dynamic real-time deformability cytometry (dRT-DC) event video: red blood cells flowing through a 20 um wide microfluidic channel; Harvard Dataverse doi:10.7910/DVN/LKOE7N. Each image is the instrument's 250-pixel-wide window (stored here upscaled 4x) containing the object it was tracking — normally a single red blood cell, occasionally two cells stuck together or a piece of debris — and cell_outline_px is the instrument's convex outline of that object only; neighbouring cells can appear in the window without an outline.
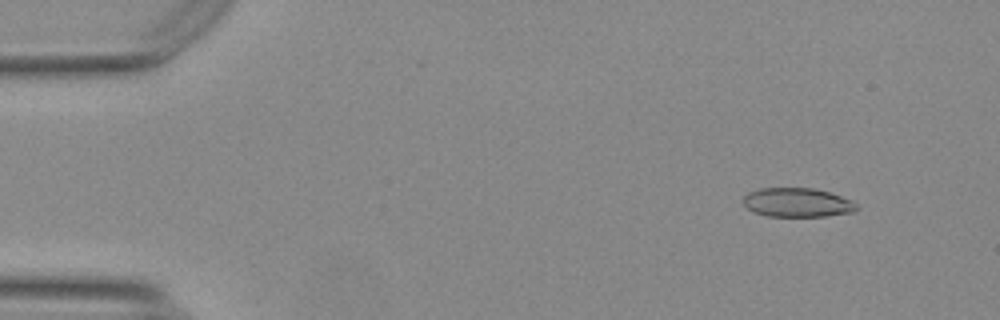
{"species": "Egyptian fruit bat (a non-hibernating species)", "species_latin": "Rousettus aegyptiacus", "temperature_condition": "warm", "stored_images_in_passage": 55, "camera_frame_rate_fps": 3000, "um_per_image_px": 0.085, "animal": {"sex": "female"}, "frame": {"image": 1, "passage_image": 6, "time_ms": 1.667, "image_size_px": [1000, 320], "cell_outline_px": [[856, 212], [824, 216], [768, 216], [756, 212], [748, 208], [744, 204], [744, 196], [748, 192], [760, 188], [812, 188], [828, 192], [852, 200], [856, 204]], "centroid_in_image_um": [67.78, 17.21], "position_along_channel_um": 17.2, "area_um2": 19.02}}
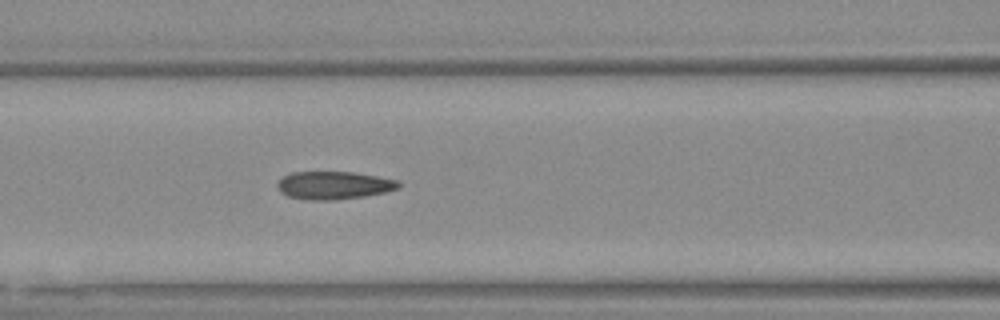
{"frame": {"image": 2, "passage_image": 24, "time_ms": 7.667, "image_size_px": [1000, 320], "cell_outline_px": [[400, 188], [384, 192], [364, 196], [332, 200], [308, 200], [288, 196], [280, 192], [276, 184], [284, 176], [292, 172], [352, 172], [376, 176], [396, 180], [400, 184]], "centroid_in_image_um": [28.35, 15.75], "position_along_channel_um": 138.2, "area_um2": 19.54}}
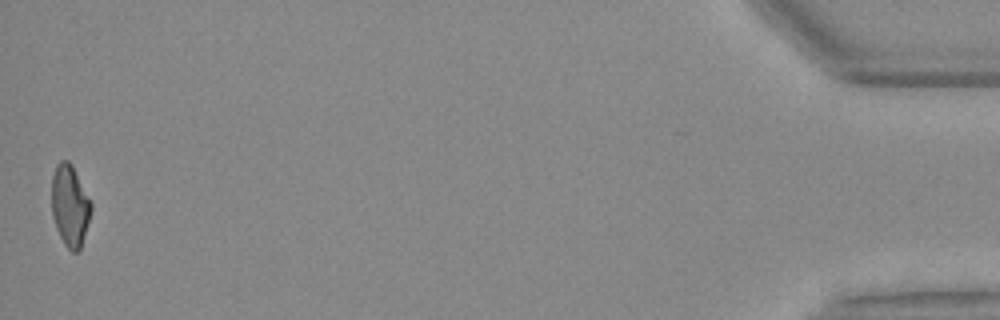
{"frame": {"image": 3, "passage_image": 55, "time_ms": 18.0, "image_size_px": [1000, 320], "cell_outline_px": [[92, 208], [80, 248], [76, 252], [72, 252], [64, 244], [56, 228], [52, 216], [52, 176], [56, 164], [60, 160], [68, 160], [72, 164], [92, 204]], "centroid_in_image_um": [5.93, 17.45], "position_along_channel_um": 429.3, "area_um2": 18.55}, "authors_computed_cell_mechanics": {"area_um2": 19.7676, "velocity_mm_per_s": 3.7391, "shape_relaxation_time_tau1_ms": null, "shape_relaxation_time_tau2_ms": 2.074, "deformation_change_tau1": null, "deformation_change_tau2": 0.0989}}